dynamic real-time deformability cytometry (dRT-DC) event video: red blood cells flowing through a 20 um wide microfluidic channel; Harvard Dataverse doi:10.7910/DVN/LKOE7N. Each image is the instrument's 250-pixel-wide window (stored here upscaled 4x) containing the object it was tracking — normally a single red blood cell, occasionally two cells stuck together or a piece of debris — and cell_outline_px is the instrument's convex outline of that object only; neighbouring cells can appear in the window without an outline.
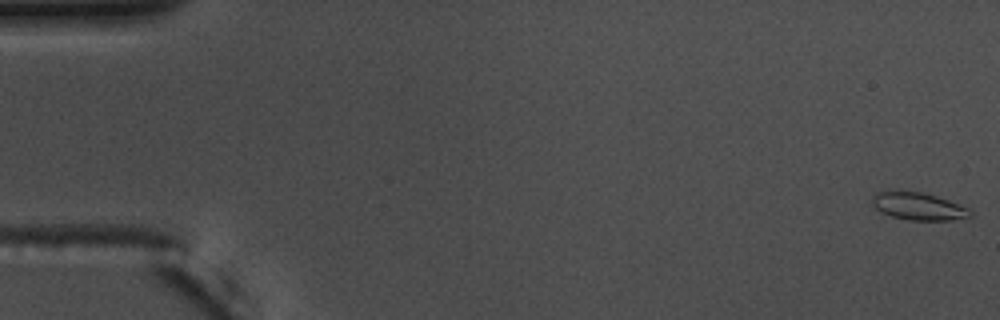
{"species": "common noctule bat (a hibernating species)", "species_latin": "Nyctalus noctula", "temperature_condition": "warm", "stored_images_in_passage": 58, "camera_frame_rate_fps": 3000, "um_per_image_px": 0.085, "animal": {"sex": "male", "body_mass_g": 17.5, "forearm_length_mm": 52.3}, "frame": {"image": 1, "passage_image": 1, "time_ms": 0.0, "image_size_px": [1000, 320], "cell_outline_px": [[972, 216], [948, 220], [908, 220], [892, 216], [876, 208], [872, 204], [872, 196], [876, 192], [920, 192], [936, 196], [948, 200], [968, 208], [972, 212]], "centroid_in_image_um": [78.08, 17.55], "position_along_channel_um": 6.9, "area_um2": 15.26}}
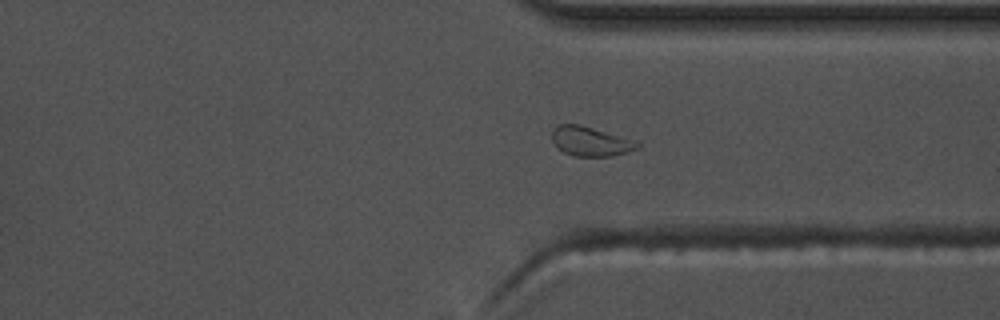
{"frame": {"image": 2, "passage_image": 43, "time_ms": 14.0, "image_size_px": [1000, 320], "cell_outline_px": [[640, 148], [628, 152], [612, 156], [572, 156], [556, 148], [552, 140], [552, 132], [560, 124], [580, 124], [636, 140], [640, 144]], "centroid_in_image_um": [50.22, 12.02], "position_along_channel_um": 361.2, "area_um2": 14.8}}
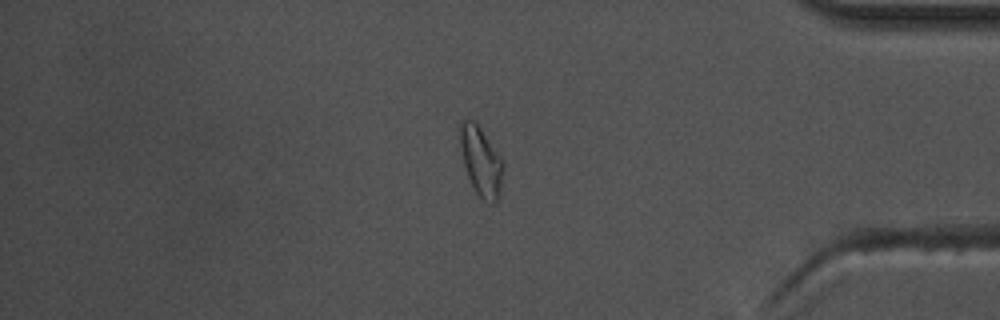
{"frame": {"image": 3, "passage_image": 48, "time_ms": 15.667, "image_size_px": [1000, 320], "cell_outline_px": [[504, 168], [500, 196], [492, 204], [488, 204], [476, 192], [468, 176], [464, 164], [460, 144], [460, 124], [464, 120], [476, 120], [504, 160]], "centroid_in_image_um": [40.93, 13.7], "position_along_channel_um": 394.3, "area_um2": 17.63}, "authors_computed_cell_mechanics": {"area_um2": 15.1436, "velocity_mm_per_s": 3.6617, "shape_relaxation_time_tau1_ms": null, "shape_relaxation_time_tau2_ms": 1.775, "deformation_change_tau1": null, "deformation_change_tau2": 0.0597}}